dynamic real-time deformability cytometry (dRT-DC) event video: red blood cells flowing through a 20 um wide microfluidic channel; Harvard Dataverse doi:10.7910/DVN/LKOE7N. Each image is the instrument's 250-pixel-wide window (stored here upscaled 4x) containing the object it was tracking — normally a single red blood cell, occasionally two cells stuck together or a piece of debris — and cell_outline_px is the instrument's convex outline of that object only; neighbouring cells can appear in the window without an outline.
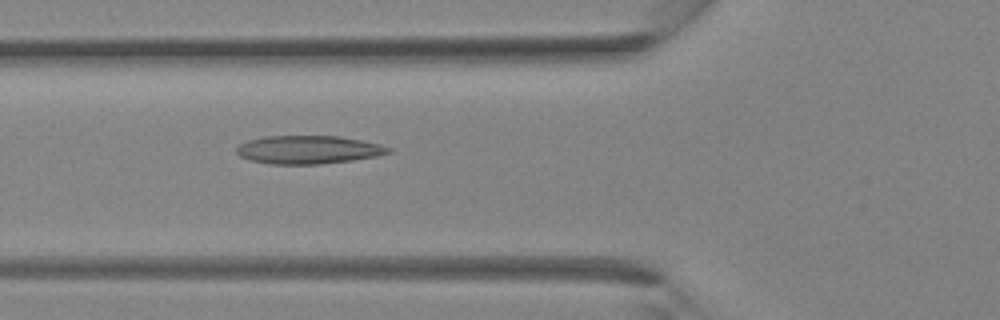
{"species": "Egyptian fruit bat (a non-hibernating species)", "species_latin": "Rousettus aegyptiacus", "temperature_condition": "room temperature", "stored_images_in_passage": 28, "camera_frame_rate_fps": 3000, "um_per_image_px": 0.085, "animal": {"sex": "female"}, "frame": {"image": 1, "passage_image": 5, "time_ms": 1.333, "image_size_px": [1000, 320], "cell_outline_px": [[392, 152], [376, 156], [352, 160], [320, 164], [272, 164], [248, 160], [240, 156], [236, 152], [236, 148], [240, 144], [248, 140], [264, 136], [340, 136], [380, 144], [392, 148]], "centroid_in_image_um": [26.2, 12.72], "position_along_channel_um": 99.6, "area_um2": 25.03}}
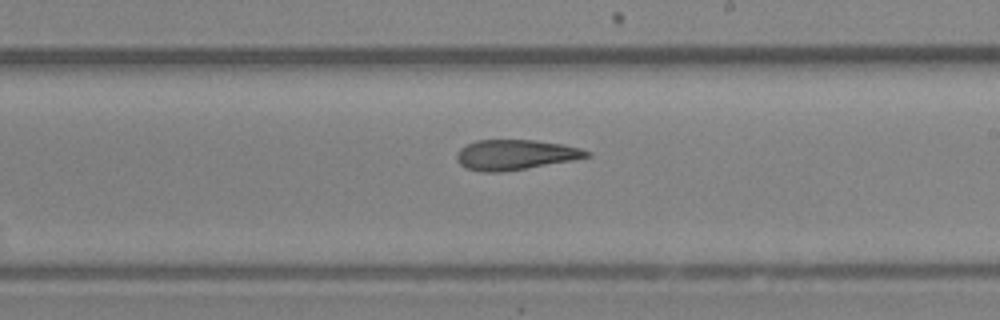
{"frame": {"image": 2, "passage_image": 13, "time_ms": 4.0, "image_size_px": [1000, 320], "cell_outline_px": [[592, 156], [572, 160], [500, 172], [480, 172], [464, 168], [456, 160], [456, 152], [460, 148], [476, 140], [536, 140], [564, 144], [580, 148], [592, 152]], "centroid_in_image_um": [43.78, 13.15], "position_along_channel_um": 245.2, "area_um2": 22.89}}
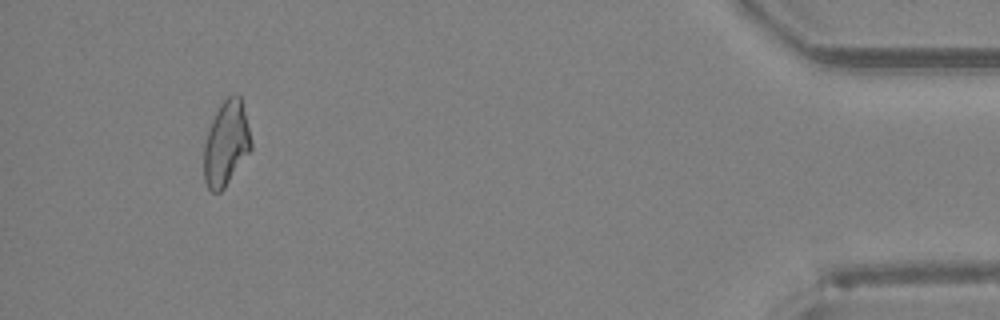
{"frame": {"image": 3, "passage_image": 26, "time_ms": 8.333, "image_size_px": [1000, 320], "cell_outline_px": [[252, 148], [224, 188], [220, 192], [212, 192], [208, 188], [204, 180], [204, 144], [212, 120], [220, 104], [228, 96], [236, 92], [240, 96], [252, 140]], "centroid_in_image_um": [19.22, 12.19], "position_along_channel_um": 416.0, "area_um2": 23.12}}